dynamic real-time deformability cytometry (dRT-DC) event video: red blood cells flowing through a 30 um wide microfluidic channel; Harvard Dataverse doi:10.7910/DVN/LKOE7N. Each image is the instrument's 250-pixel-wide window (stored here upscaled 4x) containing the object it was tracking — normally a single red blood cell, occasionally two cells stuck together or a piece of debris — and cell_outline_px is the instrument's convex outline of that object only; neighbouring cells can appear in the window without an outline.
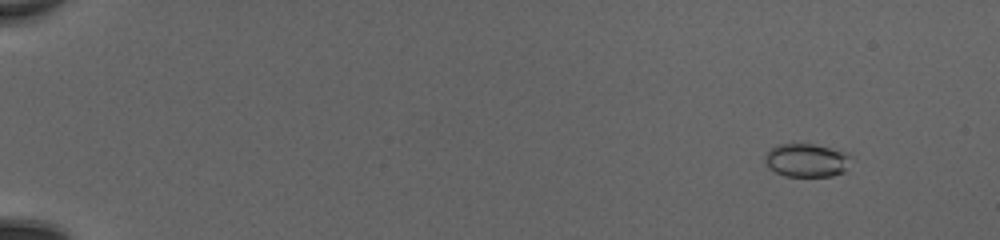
{"species": "common noctule bat (a hibernating species)", "species_latin": "Nyctalus noctula", "temperature_condition": "cold", "stored_images_in_passage": 53, "camera_frame_rate_fps": 3000, "um_per_image_px": 0.085, "animal": {"sex": "female", "body_mass_g": 20.0, "forearm_length_mm": 54.0}, "frame": {"image": 1, "passage_image": 6, "time_ms": 1.667, "image_size_px": [1000, 240], "cell_outline_px": [[852, 156], [844, 172], [832, 176], [784, 176], [768, 168], [764, 160], [764, 156], [776, 144], [812, 144], [848, 152]], "centroid_in_image_um": [68.56, 13.62], "position_along_channel_um": 16.4, "area_um2": 16.82}}
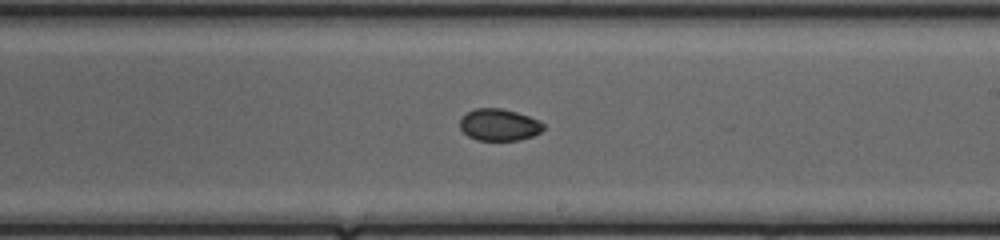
{"frame": {"image": 2, "passage_image": 34, "time_ms": 11.0, "image_size_px": [1000, 240], "cell_outline_px": [[544, 128], [540, 132], [532, 136], [520, 140], [476, 140], [468, 136], [460, 128], [460, 120], [468, 112], [476, 108], [500, 108], [516, 112], [540, 120], [544, 124]], "centroid_in_image_um": [42.44, 10.61], "position_along_channel_um": 246.6, "area_um2": 15.43}}
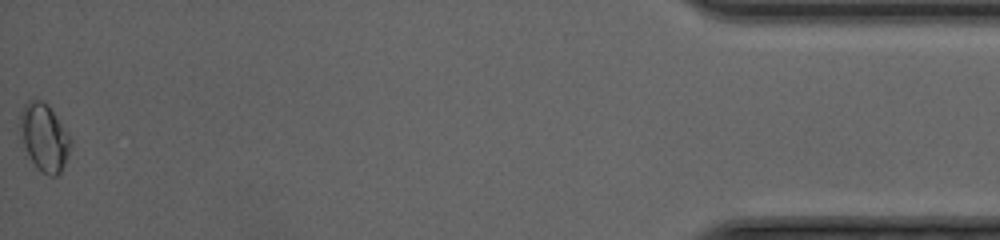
{"frame": {"image": 3, "passage_image": 53, "time_ms": 17.333, "image_size_px": [1000, 240], "cell_outline_px": [[72, 144], [68, 156], [60, 172], [56, 176], [48, 176], [24, 156], [20, 128], [20, 112], [24, 104], [28, 100], [44, 100], [48, 104], [68, 132], [72, 140]], "centroid_in_image_um": [3.74, 11.68], "position_along_channel_um": 431.5, "area_um2": 20.35}, "authors_computed_cell_mechanics": {"area_um2": 16.2996, "velocity_mm_per_s": 4.1867, "shape_relaxation_time_tau1_ms": null, "shape_relaxation_time_tau2_ms": 2.8606, "deformation_change_tau1": null, "deformation_change_tau2": 0.0443}}